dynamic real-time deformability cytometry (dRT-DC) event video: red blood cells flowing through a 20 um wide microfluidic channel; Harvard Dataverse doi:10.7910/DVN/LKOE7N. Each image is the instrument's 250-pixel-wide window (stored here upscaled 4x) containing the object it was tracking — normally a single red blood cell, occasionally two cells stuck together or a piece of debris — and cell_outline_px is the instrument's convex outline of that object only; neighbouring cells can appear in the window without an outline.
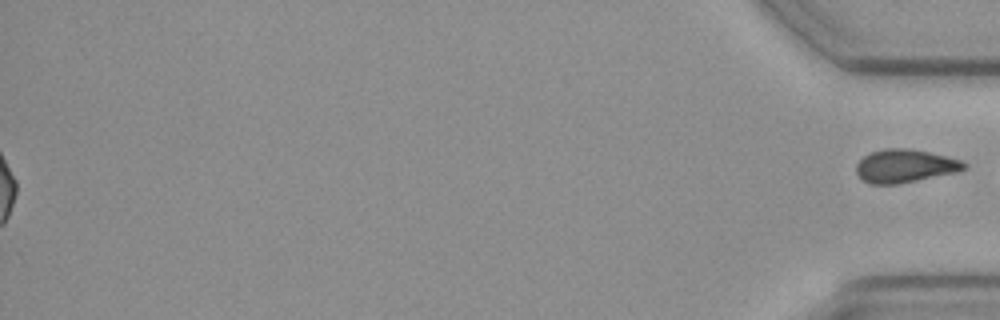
{"species": "common noctule bat (a hibernating species)", "species_latin": "Nyctalus noctula", "temperature_condition": "cold", "stored_images_in_passage": 47, "segment_of_instrument_passage": [2, 2], "camera_frame_rate_fps": 3000, "um_per_image_px": 0.085, "animal": {"sex": "female", "body_mass_g": 19.3, "forearm_length_mm": 54.1}, "frame": {"image": 1, "passage_image": 47, "time_ms": 15.333, "image_size_px": [1000, 320], "cell_outline_px": [[968, 168], [956, 172], [896, 184], [868, 184], [856, 172], [856, 164], [864, 156], [872, 152], [884, 148], [908, 148], [928, 152], [960, 160]], "centroid_in_image_um": [76.88, 14.1], "position_along_channel_um": 358.3, "area_um2": 20.52}}